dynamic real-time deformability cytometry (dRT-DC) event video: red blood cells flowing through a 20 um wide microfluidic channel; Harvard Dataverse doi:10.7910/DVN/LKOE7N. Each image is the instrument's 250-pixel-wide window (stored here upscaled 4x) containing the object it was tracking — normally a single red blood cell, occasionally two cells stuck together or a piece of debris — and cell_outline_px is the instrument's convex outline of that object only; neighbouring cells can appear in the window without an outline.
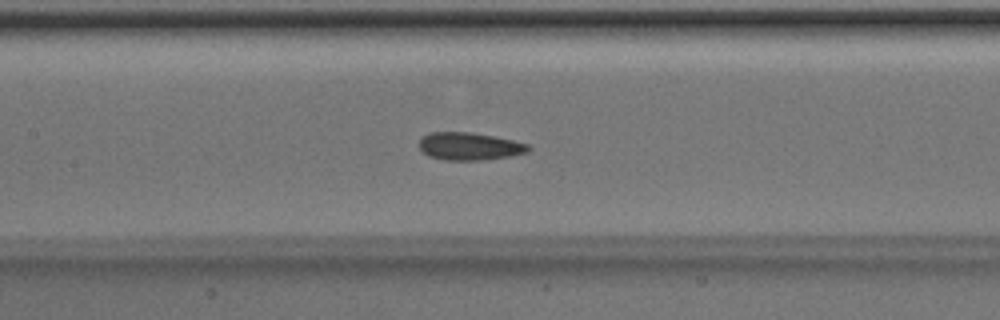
{"species": "Egyptian fruit bat (a non-hibernating species)", "species_latin": "Rousettus aegyptiacus", "temperature_condition": "room temperature", "stored_images_in_passage": 51, "camera_frame_rate_fps": 3000, "um_per_image_px": 0.085, "animal": {"sex": "male"}, "frame": {"image": 1, "passage_image": 24, "time_ms": 7.667, "image_size_px": [1000, 320], "cell_outline_px": [[532, 148], [528, 152], [508, 156], [480, 160], [444, 160], [428, 156], [420, 148], [420, 136], [428, 132], [472, 132], [512, 140], [528, 144]], "centroid_in_image_um": [39.87, 12.43], "position_along_channel_um": 167.5, "area_um2": 17.57}}
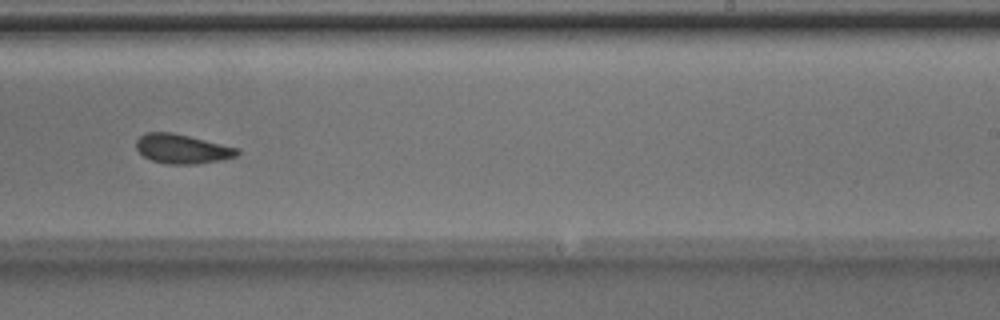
{"frame": {"image": 2, "passage_image": 32, "time_ms": 10.333, "image_size_px": [1000, 320], "cell_outline_px": [[240, 152], [236, 156], [224, 160], [200, 164], [168, 164], [152, 160], [144, 156], [136, 148], [136, 140], [140, 136], [148, 132], [172, 132], [240, 148]], "centroid_in_image_um": [15.53, 12.66], "position_along_channel_um": 273.5, "area_um2": 17.4}}
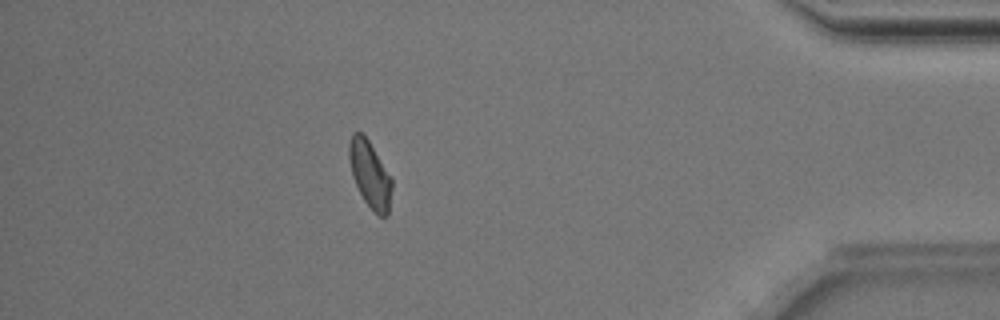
{"frame": {"image": 3, "passage_image": 45, "time_ms": 14.667, "image_size_px": [1000, 320], "cell_outline_px": [[392, 188], [388, 216], [380, 216], [364, 200], [352, 176], [348, 156], [348, 144], [352, 132], [364, 132], [392, 180]], "centroid_in_image_um": [31.42, 14.77], "position_along_channel_um": 403.8, "area_um2": 16.47}, "authors_computed_cell_mechanics": {"area_um2": 17.6868, "velocity_mm_per_s": 3.9947, "shape_relaxation_time_tau1_ms": null, "shape_relaxation_time_tau2_ms": 1.6838, "deformation_change_tau1": null, "deformation_change_tau2": 0.0763}}